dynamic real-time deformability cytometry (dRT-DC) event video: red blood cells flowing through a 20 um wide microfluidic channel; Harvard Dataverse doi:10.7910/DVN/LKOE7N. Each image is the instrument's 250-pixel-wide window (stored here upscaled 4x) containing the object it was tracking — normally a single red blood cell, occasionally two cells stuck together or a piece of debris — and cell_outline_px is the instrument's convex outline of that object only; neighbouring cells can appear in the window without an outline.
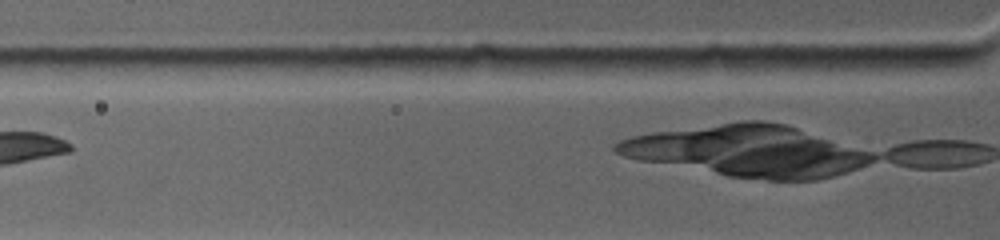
{"species": "common noctule bat (a hibernating species)", "species_latin": "Nyctalus noctula", "temperature_condition": "warm", "stored_images_in_passage": 4, "camera_frame_rate_fps": 4500, "um_per_image_px": 0.085, "animal": {"sex": "female", "body_mass_g": 19.0, "forearm_length_mm": 53.3}, "frame": {"image": 1, "passage_image": 4, "time_ms": 1.556, "image_size_px": [1000, 240], "cell_outline_px": [[980, 60], [976, 64], [924, 72], [880, 72], [840, 68], [852, 56], [968, 56]], "centroid_in_image_um": [77.11, 5.38], "position_along_channel_um": 48.7, "area_um2": 13.12}}